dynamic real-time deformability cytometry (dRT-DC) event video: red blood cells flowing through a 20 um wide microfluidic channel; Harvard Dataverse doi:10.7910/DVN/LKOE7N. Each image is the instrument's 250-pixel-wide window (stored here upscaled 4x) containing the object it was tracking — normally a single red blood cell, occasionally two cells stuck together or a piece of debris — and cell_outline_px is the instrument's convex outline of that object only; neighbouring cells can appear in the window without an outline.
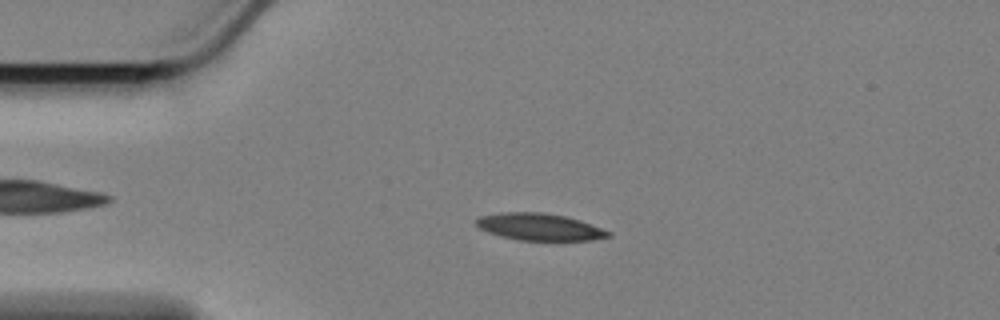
{"species": "Egyptian fruit bat (a non-hibernating species)", "species_latin": "Rousettus aegyptiacus", "temperature_condition": "cold", "stored_images_in_passage": 57, "camera_frame_rate_fps": 3000, "um_per_image_px": 0.085, "animal": {"sex": "female"}, "frame": {"image": 1, "passage_image": 12, "time_ms": 3.667, "image_size_px": [1000, 320], "cell_outline_px": [[612, 236], [592, 240], [520, 240], [500, 236], [488, 232], [480, 228], [476, 224], [476, 220], [480, 216], [500, 212], [544, 212], [564, 216], [580, 220], [612, 232]], "centroid_in_image_um": [45.87, 19.28], "position_along_channel_um": 39.1, "area_um2": 20.75}}
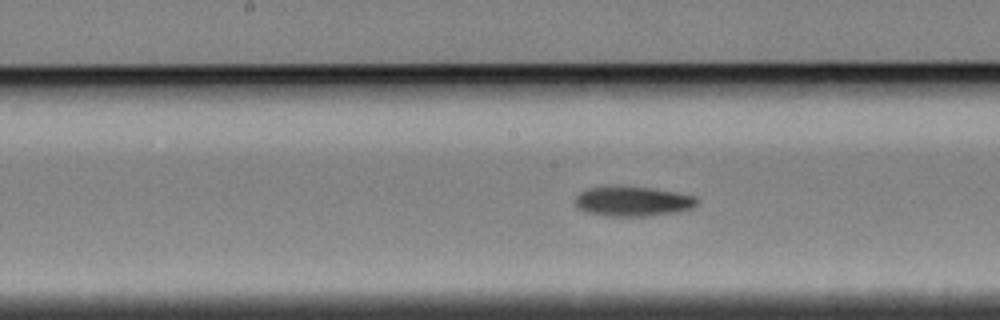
{"frame": {"image": 2, "passage_image": 28, "time_ms": 9.0, "image_size_px": [1000, 320], "cell_outline_px": [[700, 204], [692, 208], [676, 212], [648, 216], [604, 216], [584, 212], [576, 208], [576, 196], [580, 192], [588, 188], [652, 188], [676, 192], [696, 196], [700, 200]], "centroid_in_image_um": [53.84, 17.15], "position_along_channel_um": 194.4, "area_um2": 20.98}}
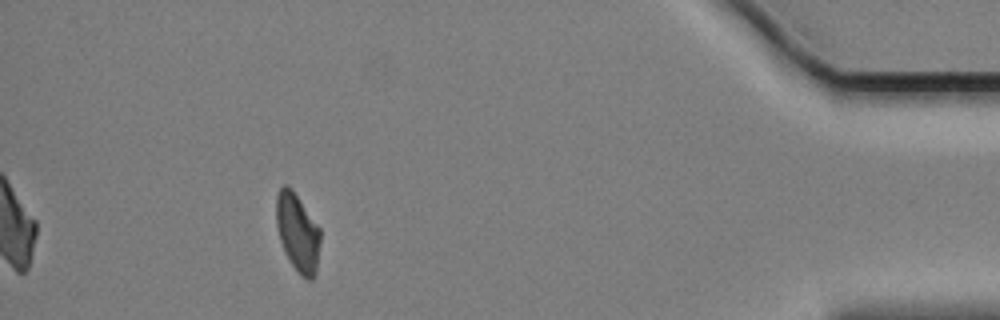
{"frame": {"image": 3, "passage_image": 52, "time_ms": 17.0, "image_size_px": [1000, 320], "cell_outline_px": [[320, 240], [316, 272], [312, 280], [308, 280], [300, 276], [292, 264], [280, 240], [276, 224], [276, 196], [280, 188], [284, 184], [288, 184], [292, 188], [320, 228]], "centroid_in_image_um": [25.3, 19.74], "position_along_channel_um": 409.9, "area_um2": 20.0}, "authors_computed_cell_mechanics": {"area_um2": 20.9236, "velocity_mm_per_s": 3.3916, "shape_relaxation_time_tau1_ms": 4.7309, "shape_relaxation_time_tau2_ms": null, "deformation_change_tau1": 0.1337, "deformation_change_tau2": null}}